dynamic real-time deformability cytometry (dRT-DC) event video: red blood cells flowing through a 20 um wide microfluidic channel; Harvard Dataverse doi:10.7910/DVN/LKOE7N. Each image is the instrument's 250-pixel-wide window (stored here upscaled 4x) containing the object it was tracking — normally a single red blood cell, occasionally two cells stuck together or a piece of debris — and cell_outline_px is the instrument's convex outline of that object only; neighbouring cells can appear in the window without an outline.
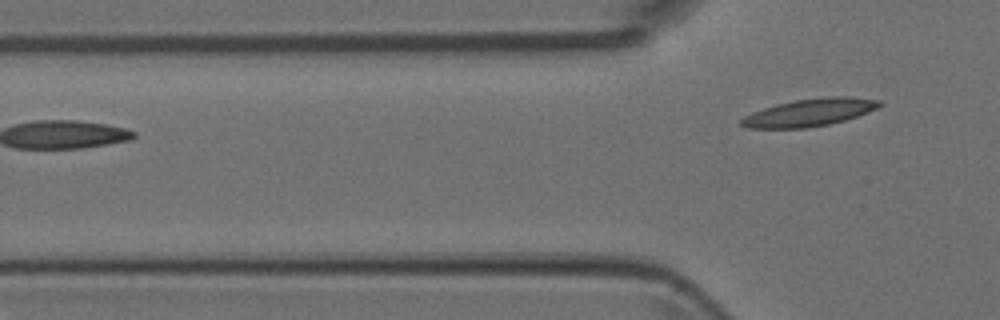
{"species": "Egyptian fruit bat (a non-hibernating species)", "species_latin": "Rousettus aegyptiacus", "temperature_condition": "room temperature", "stored_images_in_passage": 4, "camera_frame_rate_fps": 3000, "um_per_image_px": 0.085, "animal": {"sex": "female"}, "frame": {"image": 1, "passage_image": 4, "time_ms": 1.0, "image_size_px": [1000, 320], "cell_outline_px": [[884, 104], [868, 112], [844, 120], [828, 124], [804, 128], [748, 128], [740, 124], [740, 120], [744, 116], [752, 112], [776, 104], [796, 100], [828, 96], [848, 96], [880, 100]], "centroid_in_image_um": [68.81, 9.55], "position_along_channel_um": 57.0, "area_um2": 22.02}}